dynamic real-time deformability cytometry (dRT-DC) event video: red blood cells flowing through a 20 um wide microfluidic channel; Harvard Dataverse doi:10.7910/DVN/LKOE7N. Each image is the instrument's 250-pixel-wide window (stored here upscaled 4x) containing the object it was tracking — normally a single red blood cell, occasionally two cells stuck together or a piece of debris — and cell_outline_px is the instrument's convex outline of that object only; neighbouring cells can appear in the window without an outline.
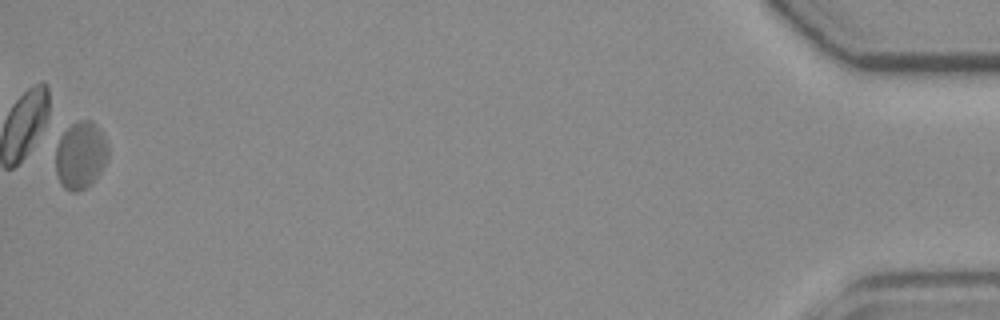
{"species": "common noctule bat (a hibernating species)", "species_latin": "Nyctalus noctula", "temperature_condition": "room temperature", "stored_images_in_passage": 39, "camera_frame_rate_fps": 3000, "um_per_image_px": 0.085, "animal": {"sex": "female", "body_mass_g": 19.3, "forearm_length_mm": 54.1}, "frame": {"image": 1, "passage_image": 39, "time_ms": 12.667, "image_size_px": [1000, 320], "cell_outline_px": [[108, 156], [100, 172], [84, 188], [76, 192], [72, 192], [64, 188], [60, 184], [56, 172], [56, 148], [60, 132], [72, 124], [80, 120], [92, 120], [96, 124], [104, 136], [108, 144]], "centroid_in_image_um": [6.82, 13.16], "position_along_channel_um": 428.4, "area_um2": 20.63}}